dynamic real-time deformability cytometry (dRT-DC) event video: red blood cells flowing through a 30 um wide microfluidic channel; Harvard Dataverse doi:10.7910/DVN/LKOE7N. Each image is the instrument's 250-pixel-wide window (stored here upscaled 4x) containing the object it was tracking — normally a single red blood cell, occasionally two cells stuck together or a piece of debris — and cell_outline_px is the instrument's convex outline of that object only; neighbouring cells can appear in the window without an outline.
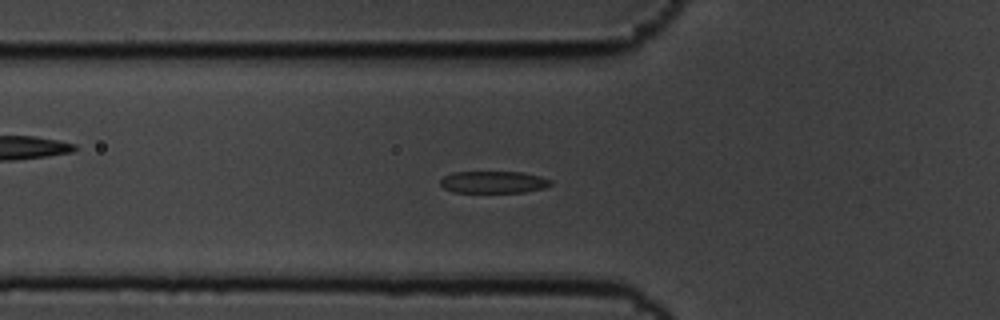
{"species": "common noctule bat (a hibernating species)", "species_latin": "Nyctalus noctula", "temperature_condition": "cold", "stored_images_in_passage": 59, "camera_frame_rate_fps": 3000, "um_per_image_px": 0.085, "animal": {"sex": "male", "body_mass_g": 19.5, "forearm_length_mm": 54.6}, "frame": {"image": 1, "passage_image": 20, "time_ms": 6.333, "image_size_px": [1000, 320], "cell_outline_px": [[552, 184], [544, 188], [524, 192], [452, 192], [444, 188], [440, 184], [440, 180], [444, 176], [452, 172], [524, 172], [540, 176], [552, 180]], "centroid_in_image_um": [41.95, 15.47], "position_along_channel_um": 83.9, "area_um2": 14.22}}
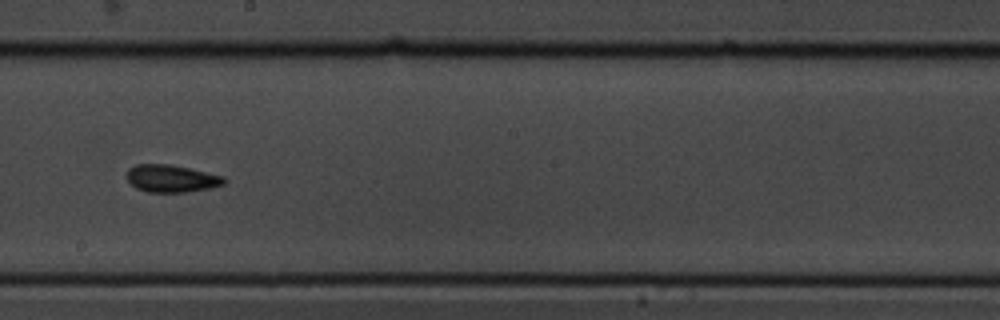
{"frame": {"image": 2, "passage_image": 33, "time_ms": 10.667, "image_size_px": [1000, 320], "cell_outline_px": [[224, 184], [208, 188], [184, 192], [148, 192], [136, 188], [124, 176], [128, 168], [136, 164], [172, 164], [224, 176]], "centroid_in_image_um": [14.51, 15.16], "position_along_channel_um": 233.7, "area_um2": 15.55}}
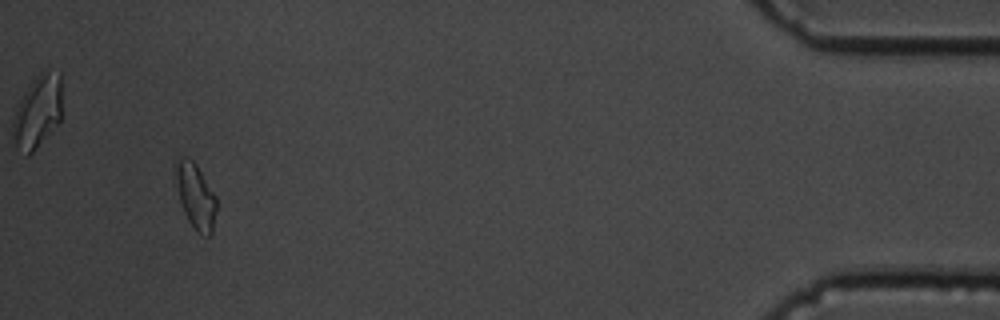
{"frame": {"image": 3, "passage_image": 55, "time_ms": 18.0, "image_size_px": [1000, 320], "cell_outline_px": [[216, 208], [212, 232], [208, 236], [204, 236], [196, 232], [188, 220], [184, 212], [172, 176], [172, 172], [180, 156], [188, 156], [196, 164], [216, 196]], "centroid_in_image_um": [16.58, 16.62], "position_along_channel_um": 418.6, "area_um2": 15.84}}